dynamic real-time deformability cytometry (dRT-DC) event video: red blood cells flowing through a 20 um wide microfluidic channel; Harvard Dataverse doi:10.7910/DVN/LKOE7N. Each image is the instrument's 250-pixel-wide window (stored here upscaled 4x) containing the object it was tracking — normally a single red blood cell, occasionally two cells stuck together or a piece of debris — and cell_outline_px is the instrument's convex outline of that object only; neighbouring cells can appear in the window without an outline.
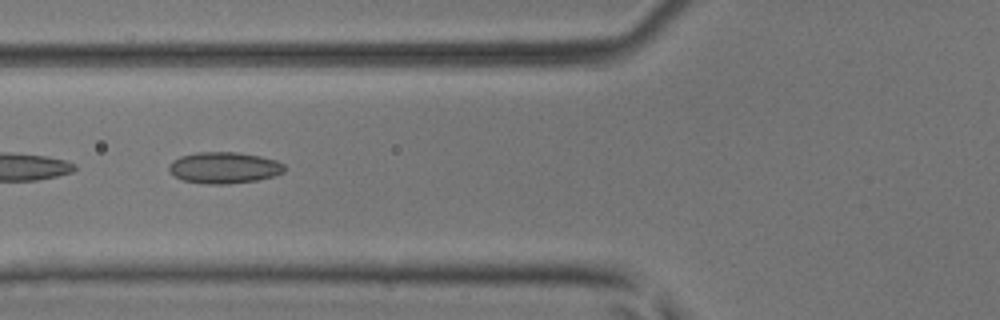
{"species": "common noctule bat (a hibernating species)", "species_latin": "Nyctalus noctula", "temperature_condition": "room temperature", "stored_images_in_passage": 3, "camera_frame_rate_fps": 3000, "um_per_image_px": 0.085, "animal": {"sex": "male", "body_mass_g": 17.9, "forearm_length_mm": 54.2}, "frame": {"image": 1, "passage_image": 3, "time_ms": 0.667, "image_size_px": [1000, 320], "cell_outline_px": [[284, 172], [272, 176], [256, 180], [228, 184], [208, 184], [184, 180], [176, 176], [168, 168], [168, 164], [172, 160], [180, 156], [196, 152], [236, 152], [260, 156], [276, 160], [284, 164]], "centroid_in_image_um": [19.04, 14.24], "position_along_channel_um": 106.8, "area_um2": 20.98}}